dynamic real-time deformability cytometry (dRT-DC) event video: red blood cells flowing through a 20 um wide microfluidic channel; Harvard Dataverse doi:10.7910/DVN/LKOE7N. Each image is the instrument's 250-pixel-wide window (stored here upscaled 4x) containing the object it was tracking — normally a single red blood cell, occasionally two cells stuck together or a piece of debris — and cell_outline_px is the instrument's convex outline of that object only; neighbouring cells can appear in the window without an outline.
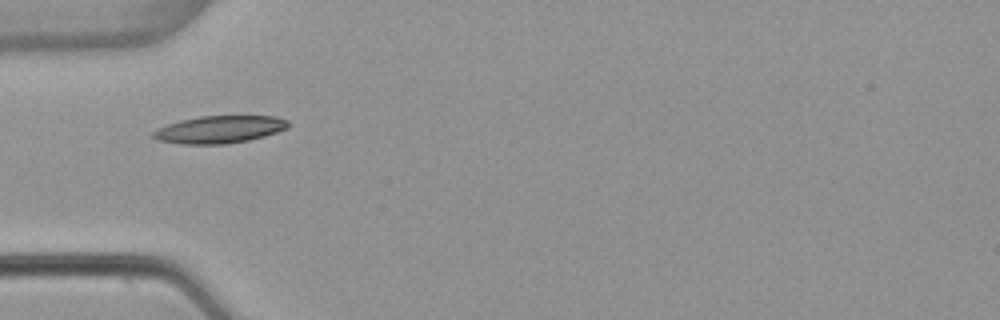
{"species": "common noctule bat (a hibernating species)", "species_latin": "Nyctalus noctula", "temperature_condition": "warm", "stored_images_in_passage": 9, "camera_frame_rate_fps": 3000, "um_per_image_px": 0.085, "animal": {"sex": "female", "body_mass_g": 22.7, "forearm_length_mm": 54.2}, "frame": {"image": 1, "passage_image": 1, "time_ms": 0.0, "image_size_px": [1000, 320], "cell_outline_px": [[288, 128], [264, 136], [248, 140], [224, 144], [184, 144], [156, 140], [152, 136], [152, 132], [156, 128], [180, 120], [200, 116], [276, 116], [288, 120]], "centroid_in_image_um": [18.63, 11.0], "position_along_channel_um": 66.4, "area_um2": 21.56}}